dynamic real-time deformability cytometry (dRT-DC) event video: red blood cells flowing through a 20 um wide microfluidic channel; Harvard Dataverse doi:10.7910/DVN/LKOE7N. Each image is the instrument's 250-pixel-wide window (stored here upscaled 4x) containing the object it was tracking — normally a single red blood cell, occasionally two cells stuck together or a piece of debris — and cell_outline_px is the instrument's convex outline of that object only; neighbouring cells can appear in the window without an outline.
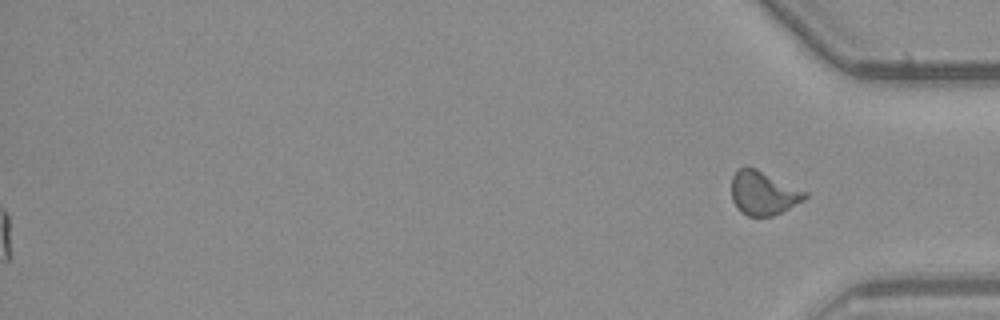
{"species": "common noctule bat (a hibernating species)", "species_latin": "Nyctalus noctula", "temperature_condition": "warm", "stored_images_in_passage": 54, "segment_of_instrument_passage": [2, 2], "camera_frame_rate_fps": 3000, "um_per_image_px": 0.085, "animal": {"sex": "male", "body_mass_g": 23.1, "forearm_length_mm": 52.7}, "frame": {"image": 1, "passage_image": 54, "time_ms": 17.667, "image_size_px": [1000, 320], "cell_outline_px": [[808, 196], [804, 200], [772, 216], [748, 216], [740, 212], [732, 200], [732, 176], [740, 168], [756, 168], [808, 192]], "centroid_in_image_um": [64.88, 16.42], "position_along_channel_um": 370.3, "area_um2": 18.55}}